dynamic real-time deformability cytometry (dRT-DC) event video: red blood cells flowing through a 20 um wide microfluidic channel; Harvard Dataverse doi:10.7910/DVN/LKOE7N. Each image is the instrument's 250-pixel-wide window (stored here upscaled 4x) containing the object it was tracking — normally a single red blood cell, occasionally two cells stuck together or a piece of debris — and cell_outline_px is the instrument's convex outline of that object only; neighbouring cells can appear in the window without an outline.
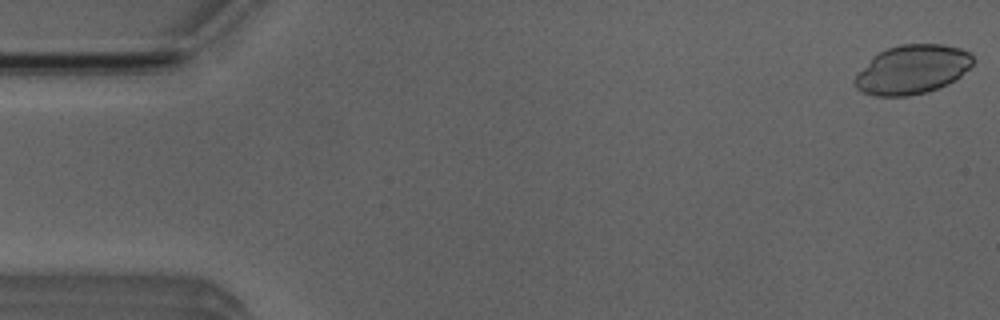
{"species": "Egyptian fruit bat (a non-hibernating species)", "species_latin": "Rousettus aegyptiacus", "temperature_condition": "room temperature", "stored_images_in_passage": 4, "camera_frame_rate_fps": 3000, "um_per_image_px": 0.085, "animal": {"sex": "male"}, "frame": {"image": 1, "passage_image": 1, "time_ms": 0.0, "image_size_px": [1000, 320], "cell_outline_px": [[972, 64], [960, 76], [948, 84], [928, 92], [908, 96], [872, 96], [856, 88], [852, 80], [872, 56], [888, 48], [900, 44], [944, 44], [960, 48], [968, 52], [972, 56]], "centroid_in_image_um": [77.51, 5.91], "position_along_channel_um": 7.5, "area_um2": 33.76}}